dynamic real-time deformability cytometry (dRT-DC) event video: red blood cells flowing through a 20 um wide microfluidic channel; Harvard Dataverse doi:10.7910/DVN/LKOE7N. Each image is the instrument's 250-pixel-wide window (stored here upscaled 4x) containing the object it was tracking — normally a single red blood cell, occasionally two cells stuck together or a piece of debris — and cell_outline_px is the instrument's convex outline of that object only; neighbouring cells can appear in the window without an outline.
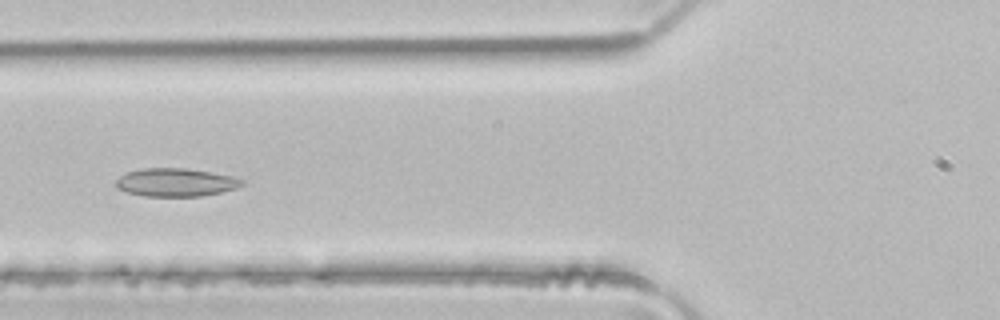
{"species": "common noctule bat (a hibernating species)", "species_latin": "Nyctalus noctula", "temperature_condition": "room temperature", "stored_images_in_passage": 33, "camera_frame_rate_fps": 3000, "um_per_image_px": 0.085, "animal": {"sex": "male", "body_mass_g": 21.5, "forearm_length_mm": 52.0}, "frame": {"image": 1, "passage_image": 8, "time_ms": 2.333, "image_size_px": [1000, 320], "cell_outline_px": [[244, 184], [236, 188], [220, 192], [200, 196], [144, 196], [128, 192], [116, 188], [116, 180], [120, 176], [128, 172], [144, 168], [188, 168], [212, 172], [232, 176], [244, 180]], "centroid_in_image_um": [14.95, 15.49], "position_along_channel_um": 110.9, "area_um2": 20.63}}
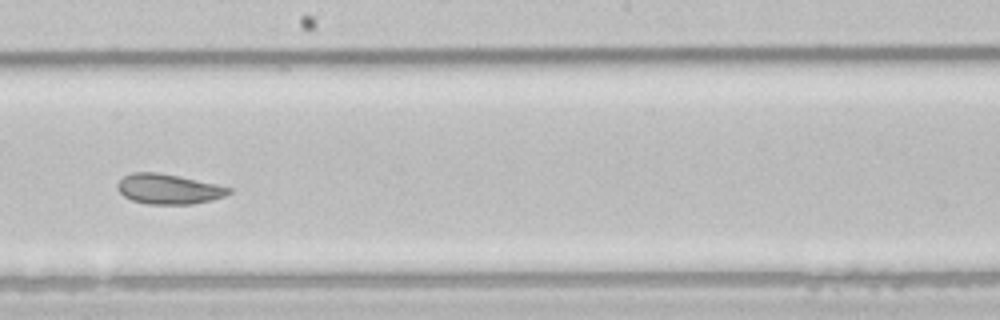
{"frame": {"image": 2, "passage_image": 17, "time_ms": 5.333, "image_size_px": [1000, 320], "cell_outline_px": [[232, 192], [224, 196], [212, 200], [192, 204], [148, 204], [132, 200], [124, 196], [116, 188], [116, 184], [124, 176], [132, 172], [156, 172], [180, 176], [216, 184], [232, 188]], "centroid_in_image_um": [14.32, 16.06], "position_along_channel_um": 233.9, "area_um2": 19.54}}
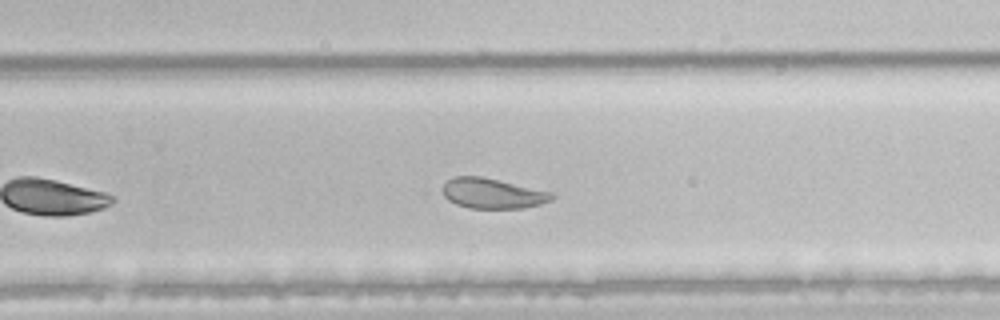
{"frame": {"image": 3, "passage_image": 21, "time_ms": 6.667, "image_size_px": [1000, 320], "cell_outline_px": [[556, 196], [552, 200], [540, 204], [524, 208], [468, 208], [456, 204], [448, 200], [444, 196], [444, 184], [452, 176], [480, 176], [552, 192]], "centroid_in_image_um": [41.87, 16.44], "position_along_channel_um": 287.9, "area_um2": 19.13}, "authors_computed_cell_mechanics": {"area_um2": 20.6346, "velocity_mm_per_s": 4.095, "shape_relaxation_time_tau1_ms": 9.2409, "shape_relaxation_time_tau2_ms": 3.9437, "deformation_change_tau1": 0.1454, "deformation_change_tau2": 0.0864}}